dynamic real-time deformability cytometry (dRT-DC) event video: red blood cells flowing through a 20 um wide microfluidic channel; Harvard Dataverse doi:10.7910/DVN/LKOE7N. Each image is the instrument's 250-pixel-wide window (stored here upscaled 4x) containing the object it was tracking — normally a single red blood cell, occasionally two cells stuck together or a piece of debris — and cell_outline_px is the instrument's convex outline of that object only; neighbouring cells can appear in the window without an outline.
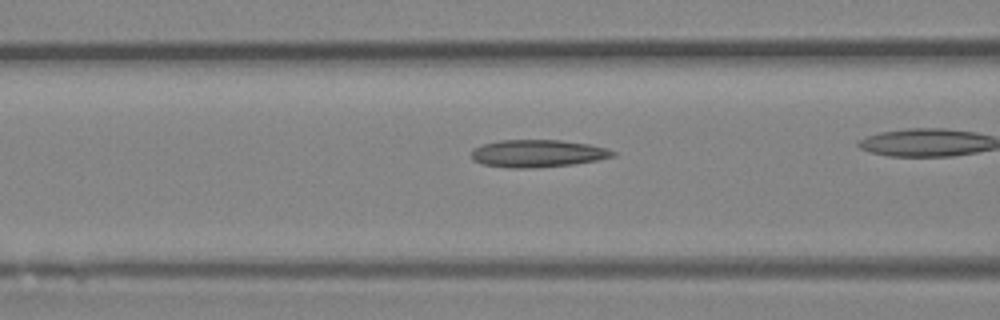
{"species": "Egyptian fruit bat (a non-hibernating species)", "species_latin": "Rousettus aegyptiacus", "temperature_condition": "room temperature", "stored_images_in_passage": 26, "camera_frame_rate_fps": 3000, "um_per_image_px": 0.085, "animal": {"sex": "female"}, "frame": {"image": 1, "passage_image": 8, "time_ms": 2.333, "image_size_px": [1000, 320], "cell_outline_px": [[616, 156], [596, 160], [572, 164], [536, 168], [512, 168], [484, 164], [472, 160], [472, 148], [484, 144], [500, 140], [560, 140], [588, 144], [604, 148], [616, 152]], "centroid_in_image_um": [45.68, 13.04], "position_along_channel_um": 120.9, "area_um2": 22.48}}